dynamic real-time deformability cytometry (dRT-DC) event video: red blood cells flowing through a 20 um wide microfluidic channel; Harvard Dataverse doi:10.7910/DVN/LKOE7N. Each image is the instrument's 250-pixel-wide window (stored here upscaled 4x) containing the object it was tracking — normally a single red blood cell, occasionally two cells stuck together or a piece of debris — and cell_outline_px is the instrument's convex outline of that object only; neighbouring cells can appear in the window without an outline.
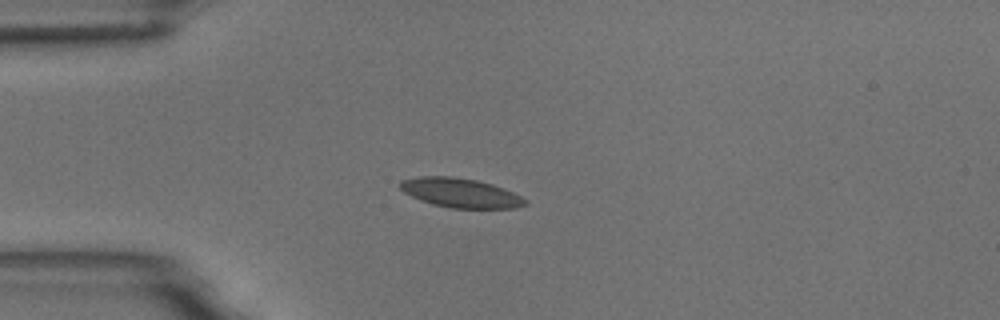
{"species": "common noctule bat (a hibernating species)", "species_latin": "Nyctalus noctula", "temperature_condition": "room temperature", "stored_images_in_passage": 8, "camera_frame_rate_fps": 3000, "um_per_image_px": 0.085, "animal": {"sex": "male", "body_mass_g": 18.8}, "frame": {"image": 1, "passage_image": 3, "time_ms": 2.333, "image_size_px": [1000, 320], "cell_outline_px": [[528, 204], [516, 208], [452, 208], [432, 204], [420, 200], [404, 192], [400, 188], [400, 180], [420, 176], [452, 176], [476, 180], [492, 184], [504, 188], [528, 200]], "centroid_in_image_um": [39.15, 16.39], "position_along_channel_um": 45.8, "area_um2": 21.39}}
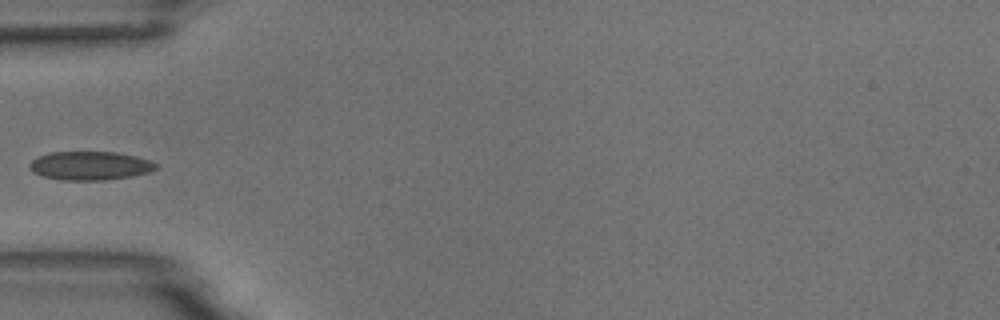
{"frame": {"image": 2, "passage_image": 4, "time_ms": 3.667, "image_size_px": [1000, 320], "cell_outline_px": [[156, 168], [148, 172], [132, 176], [108, 180], [60, 180], [44, 176], [32, 172], [28, 164], [32, 160], [48, 152], [116, 152], [136, 156], [148, 160], [156, 164]], "centroid_in_image_um": [7.62, 14.09], "position_along_channel_um": 77.4, "area_um2": 21.04}}
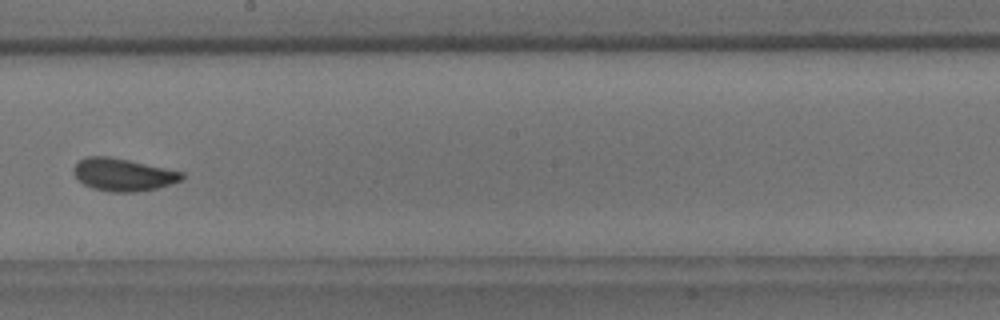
{"frame": {"image": 3, "passage_image": 8, "time_ms": 8.0, "image_size_px": [1000, 320], "cell_outline_px": [[184, 176], [180, 180], [156, 188], [136, 192], [112, 192], [92, 188], [84, 184], [72, 172], [72, 168], [80, 160], [88, 156], [108, 156], [128, 160], [184, 172]], "centroid_in_image_um": [10.43, 14.84], "position_along_channel_um": 237.8, "area_um2": 20.29}}